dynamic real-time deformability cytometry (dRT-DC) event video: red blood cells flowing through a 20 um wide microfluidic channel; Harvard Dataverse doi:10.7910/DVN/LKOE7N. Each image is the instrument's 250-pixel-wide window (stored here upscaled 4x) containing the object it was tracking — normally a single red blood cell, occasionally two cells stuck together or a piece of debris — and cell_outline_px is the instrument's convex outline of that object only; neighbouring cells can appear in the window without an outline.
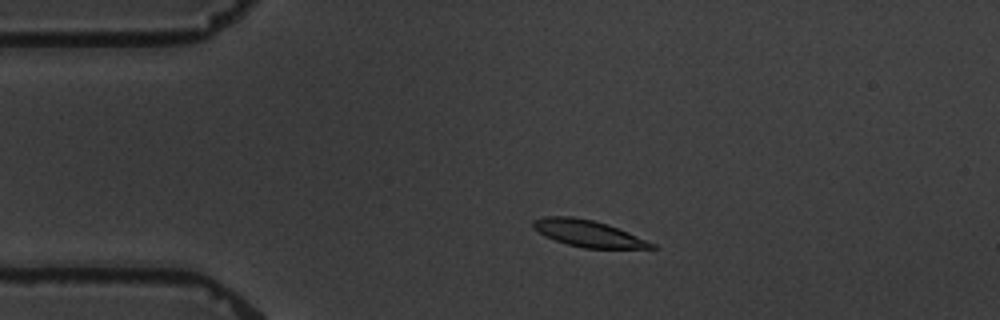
{"species": "common noctule bat (a hibernating species)", "species_latin": "Nyctalus noctula", "temperature_condition": "warm", "stored_images_in_passage": 3, "camera_frame_rate_fps": 3000, "um_per_image_px": 0.085, "animal": {"sex": "male", "body_mass_g": 19.5, "forearm_length_mm": 54.6}, "frame": {"image": 1, "passage_image": 2, "time_ms": 1.333, "image_size_px": [1000, 320], "cell_outline_px": [[660, 248], [584, 248], [568, 244], [544, 236], [532, 228], [532, 220], [544, 216], [572, 216], [592, 220], [608, 224], [628, 232], [656, 244]], "centroid_in_image_um": [49.97, 19.83], "position_along_channel_um": 35.0, "area_um2": 18.38}}